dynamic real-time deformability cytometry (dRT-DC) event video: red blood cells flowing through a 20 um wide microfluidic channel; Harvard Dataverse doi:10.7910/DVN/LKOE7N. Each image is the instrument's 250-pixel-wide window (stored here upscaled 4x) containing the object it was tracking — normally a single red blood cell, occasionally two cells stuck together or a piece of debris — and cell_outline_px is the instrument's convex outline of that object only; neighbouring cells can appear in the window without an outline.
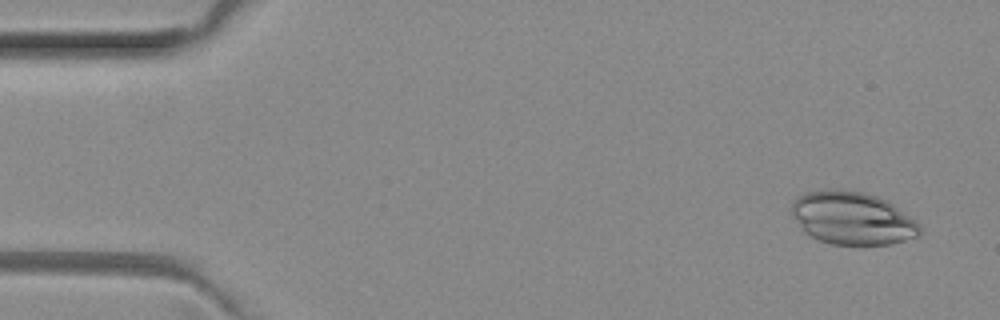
{"species": "common noctule bat (a hibernating species)", "species_latin": "Nyctalus noctula", "temperature_condition": "room temperature", "stored_images_in_passage": 4, "camera_frame_rate_fps": 3000, "um_per_image_px": 0.085, "animal": {"sex": "female", "body_mass_g": 29.2, "forearm_length_mm": 56.3}, "frame": {"image": 1, "passage_image": 1, "time_ms": 0.0, "image_size_px": [1000, 320], "cell_outline_px": [[920, 236], [892, 244], [832, 244], [820, 240], [804, 232], [792, 216], [788, 208], [792, 200], [796, 196], [804, 192], [864, 192], [876, 196], [892, 204], [916, 220], [920, 228]], "centroid_in_image_um": [72.43, 18.58], "position_along_channel_um": 12.6, "area_um2": 38.9}}